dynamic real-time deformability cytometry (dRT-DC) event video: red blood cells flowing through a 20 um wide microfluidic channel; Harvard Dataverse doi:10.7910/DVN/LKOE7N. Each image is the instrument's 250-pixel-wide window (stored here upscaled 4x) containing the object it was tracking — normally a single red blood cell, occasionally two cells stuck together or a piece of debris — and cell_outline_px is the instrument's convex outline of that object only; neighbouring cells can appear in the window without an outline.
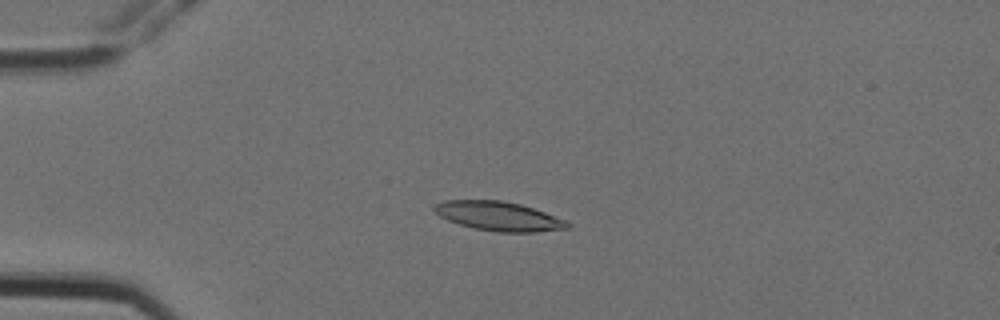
{"species": "Egyptian fruit bat (a non-hibernating species)", "species_latin": "Rousettus aegyptiacus", "temperature_condition": "cold", "stored_images_in_passage": 5, "camera_frame_rate_fps": 3000, "um_per_image_px": 0.085, "animal": {"sex": "female"}, "frame": {"image": 1, "passage_image": 4, "time_ms": 1.0, "image_size_px": [1000, 320], "cell_outline_px": [[572, 224], [568, 228], [536, 232], [496, 232], [476, 228], [460, 224], [448, 220], [440, 216], [432, 208], [436, 204], [444, 200], [500, 200], [520, 204], [568, 220]], "centroid_in_image_um": [42.42, 18.37], "position_along_channel_um": 42.6, "area_um2": 22.54}}